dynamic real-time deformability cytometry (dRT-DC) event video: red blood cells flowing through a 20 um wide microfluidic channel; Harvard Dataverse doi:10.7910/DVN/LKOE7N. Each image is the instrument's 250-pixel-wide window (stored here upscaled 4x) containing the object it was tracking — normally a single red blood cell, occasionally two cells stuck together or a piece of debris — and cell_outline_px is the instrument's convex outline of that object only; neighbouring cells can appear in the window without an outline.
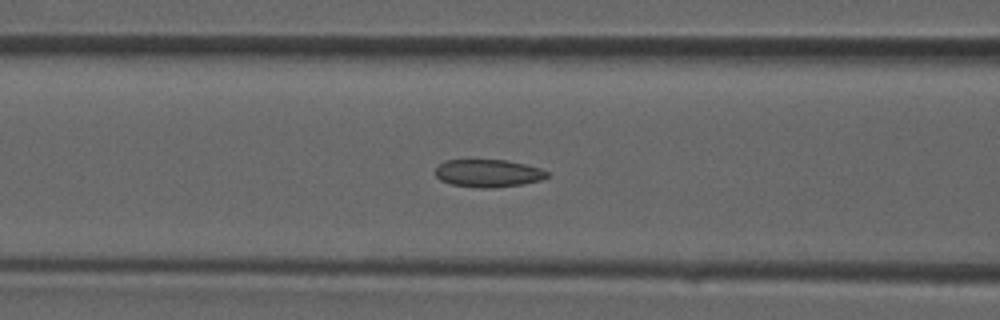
{"species": "common noctule bat (a hibernating species)", "species_latin": "Nyctalus noctula", "temperature_condition": "room temperature", "stored_images_in_passage": 38, "camera_frame_rate_fps": 3000, "um_per_image_px": 0.085, "animal": {"sex": "male", "forearm_length_mm": 52.5}, "frame": {"image": 1, "passage_image": 15, "time_ms": 4.667, "image_size_px": [1000, 320], "cell_outline_px": [[548, 176], [540, 180], [524, 184], [492, 188], [480, 188], [452, 184], [440, 180], [436, 176], [436, 168], [444, 160], [508, 160], [540, 168], [548, 172]], "centroid_in_image_um": [41.5, 14.73], "position_along_channel_um": 125.1, "area_um2": 17.98}}
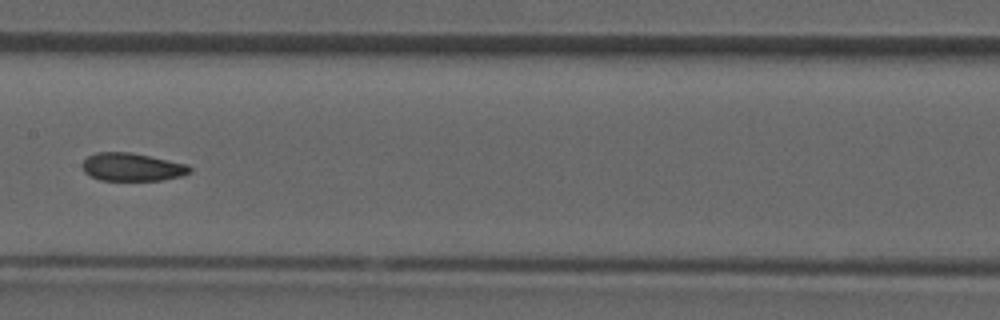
{"frame": {"image": 2, "passage_image": 19, "time_ms": 6.0, "image_size_px": [1000, 320], "cell_outline_px": [[192, 172], [180, 176], [160, 180], [100, 180], [84, 172], [80, 164], [88, 156], [96, 152], [132, 152], [188, 164], [192, 168]], "centroid_in_image_um": [11.22, 14.19], "position_along_channel_um": 196.2, "area_um2": 17.63}}
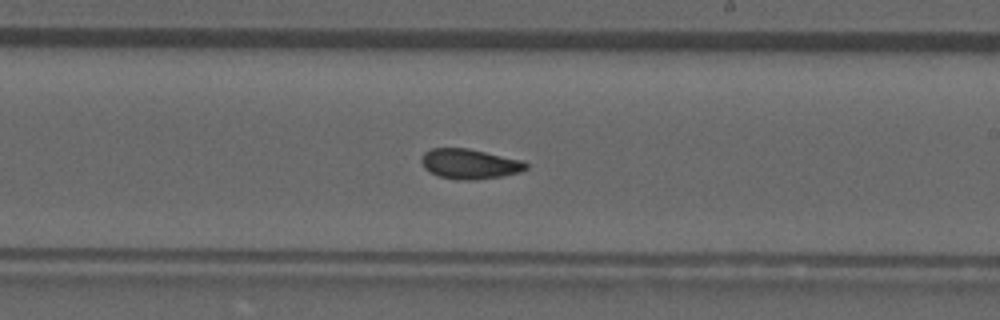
{"frame": {"image": 3, "passage_image": 22, "time_ms": 7.0, "image_size_px": [1000, 320], "cell_outline_px": [[528, 168], [520, 172], [500, 176], [476, 180], [460, 180], [440, 176], [424, 168], [420, 160], [420, 156], [424, 152], [432, 148], [468, 148], [524, 160], [528, 164]], "centroid_in_image_um": [39.93, 13.92], "position_along_channel_um": 249.1, "area_um2": 18.38}}